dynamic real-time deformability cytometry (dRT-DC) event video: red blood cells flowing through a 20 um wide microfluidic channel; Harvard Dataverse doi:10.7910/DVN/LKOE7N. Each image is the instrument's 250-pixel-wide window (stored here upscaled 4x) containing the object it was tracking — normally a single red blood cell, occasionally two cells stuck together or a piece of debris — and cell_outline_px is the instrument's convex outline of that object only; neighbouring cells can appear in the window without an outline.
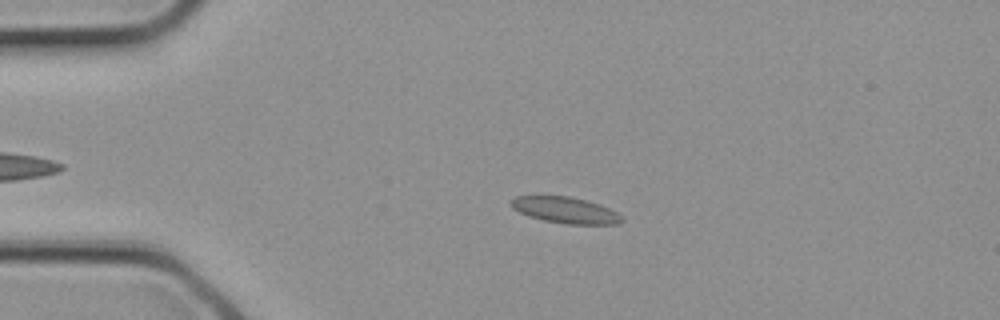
{"species": "common noctule bat (a hibernating species)", "species_latin": "Nyctalus noctula", "temperature_condition": "cold", "stored_images_in_passage": 4, "camera_frame_rate_fps": 3000, "um_per_image_px": 0.085, "animal": {"sex": "female", "body_mass_g": 21.9}, "frame": {"image": 1, "passage_image": 3, "time_ms": 0.667, "image_size_px": [1000, 320], "cell_outline_px": [[624, 220], [620, 224], [568, 224], [544, 220], [528, 216], [512, 208], [512, 200], [516, 196], [532, 192], [536, 192], [568, 196], [600, 204], [624, 216]], "centroid_in_image_um": [48.0, 17.81], "position_along_channel_um": 37.0, "area_um2": 17.57}}
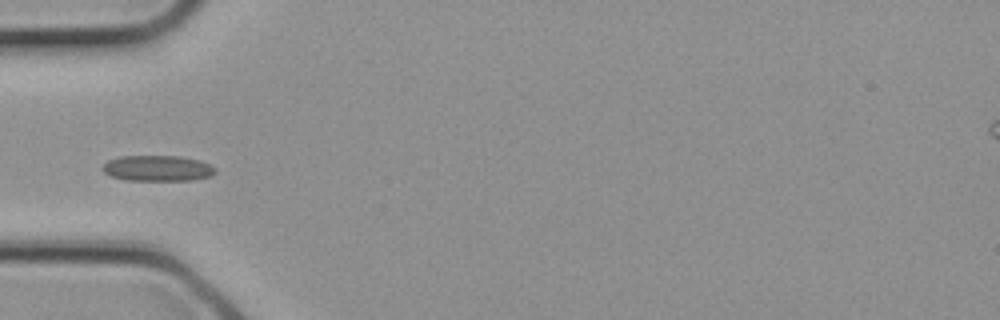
{"frame": {"image": 2, "passage_image": 4, "time_ms": 1.0, "image_size_px": [1000, 320], "cell_outline_px": [[216, 172], [212, 176], [192, 180], [124, 180], [112, 176], [104, 172], [100, 168], [108, 160], [120, 156], [180, 156], [200, 160], [216, 168]], "centroid_in_image_um": [13.4, 14.3], "position_along_channel_um": 71.6, "area_um2": 16.99}}